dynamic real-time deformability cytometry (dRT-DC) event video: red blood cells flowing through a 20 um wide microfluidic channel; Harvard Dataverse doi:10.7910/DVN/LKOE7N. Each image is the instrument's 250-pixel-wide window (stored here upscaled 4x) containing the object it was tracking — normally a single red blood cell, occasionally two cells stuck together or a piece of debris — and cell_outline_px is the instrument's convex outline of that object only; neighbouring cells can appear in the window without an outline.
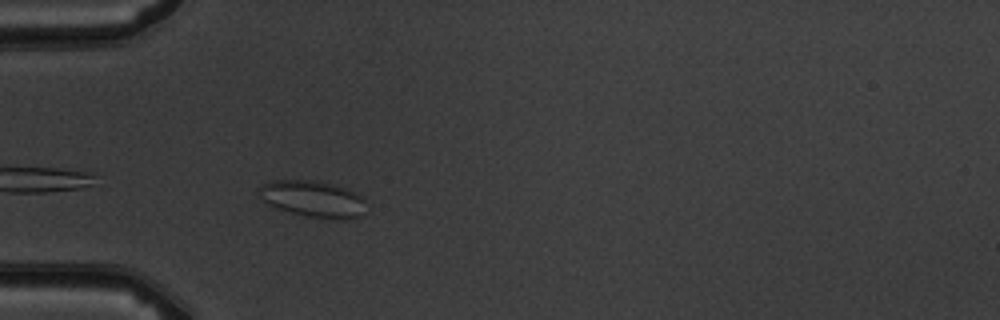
{"species": "common noctule bat (a hibernating species)", "species_latin": "Nyctalus noctula", "temperature_condition": "warm", "stored_images_in_passage": 2, "camera_frame_rate_fps": 3000, "um_per_image_px": 0.085, "animal": {"sex": "male", "body_mass_g": 19.5, "forearm_length_mm": 54.6}, "frame": {"image": 1, "passage_image": 2, "time_ms": 2.0, "image_size_px": [1000, 320], "cell_outline_px": [[364, 200], [360, 216], [348, 220], [340, 220], [308, 216], [272, 208], [264, 204], [256, 196], [256, 192], [260, 184], [272, 180], [316, 180], [348, 188], [364, 196]], "centroid_in_image_um": [26.49, 16.9], "position_along_channel_um": 58.5, "area_um2": 23.47}}